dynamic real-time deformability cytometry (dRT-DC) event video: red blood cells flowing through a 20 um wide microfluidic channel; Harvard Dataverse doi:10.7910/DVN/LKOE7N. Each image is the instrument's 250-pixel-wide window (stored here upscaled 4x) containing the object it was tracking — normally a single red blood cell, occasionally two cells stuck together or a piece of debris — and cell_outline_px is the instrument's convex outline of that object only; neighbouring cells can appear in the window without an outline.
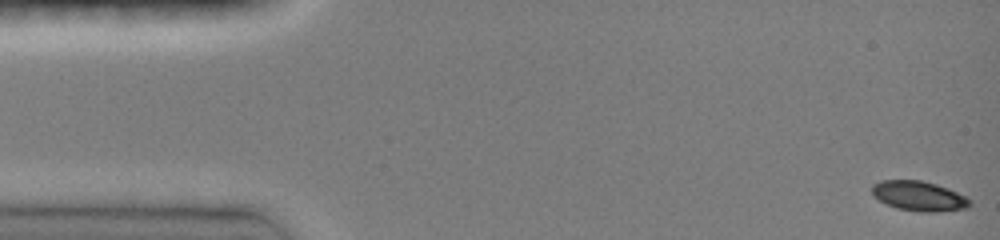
{"species": "common noctule bat (a hibernating species)", "species_latin": "Nyctalus noctula", "temperature_condition": "room temperature", "stored_images_in_passage": 47, "camera_frame_rate_fps": 3000, "um_per_image_px": 0.085, "animal": {"sex": "female", "body_mass_g": 19.0, "forearm_length_mm": 51.5}, "frame": {"image": 1, "passage_image": 1, "time_ms": 0.0, "image_size_px": [1000, 240], "cell_outline_px": [[972, 204], [968, 208], [936, 212], [920, 212], [896, 208], [872, 196], [872, 184], [880, 180], [920, 180], [936, 184], [948, 188], [968, 196], [972, 200]], "centroid_in_image_um": [78.15, 16.66], "position_along_channel_um": 6.9, "area_um2": 17.28}}
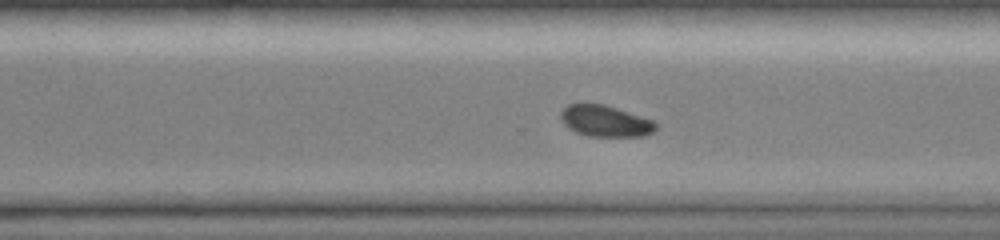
{"frame": {"image": 2, "passage_image": 33, "time_ms": 10.667, "image_size_px": [1000, 240], "cell_outline_px": [[656, 128], [652, 132], [644, 136], [588, 136], [576, 132], [568, 128], [560, 120], [560, 112], [568, 104], [580, 100], [604, 104], [652, 120], [656, 124]], "centroid_in_image_um": [51.35, 10.25], "position_along_channel_um": 319.2, "area_um2": 17.69}}
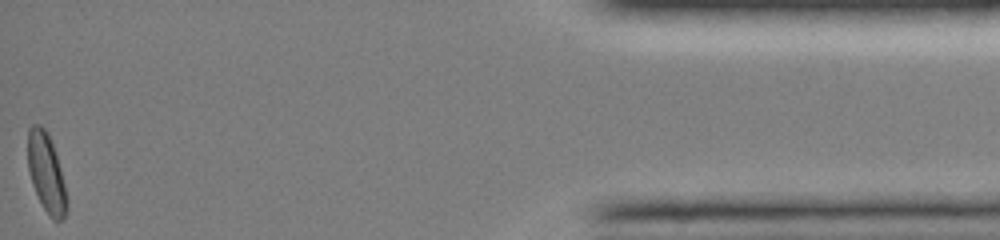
{"frame": {"image": 3, "passage_image": 47, "time_ms": 15.333, "image_size_px": [1000, 240], "cell_outline_px": [[68, 208], [64, 220], [52, 220], [44, 208], [32, 184], [28, 168], [28, 128], [32, 124], [40, 124], [48, 132], [60, 168], [68, 200]], "centroid_in_image_um": [3.94, 14.71], "position_along_channel_um": 431.3, "area_um2": 17.86}, "authors_computed_cell_mechanics": {"area_um2": 17.6868, "velocity_mm_per_s": 4.089, "shape_relaxation_time_tau1_ms": 3.2042, "shape_relaxation_time_tau2_ms": null, "deformation_change_tau1": 0.0824, "deformation_change_tau2": null}}